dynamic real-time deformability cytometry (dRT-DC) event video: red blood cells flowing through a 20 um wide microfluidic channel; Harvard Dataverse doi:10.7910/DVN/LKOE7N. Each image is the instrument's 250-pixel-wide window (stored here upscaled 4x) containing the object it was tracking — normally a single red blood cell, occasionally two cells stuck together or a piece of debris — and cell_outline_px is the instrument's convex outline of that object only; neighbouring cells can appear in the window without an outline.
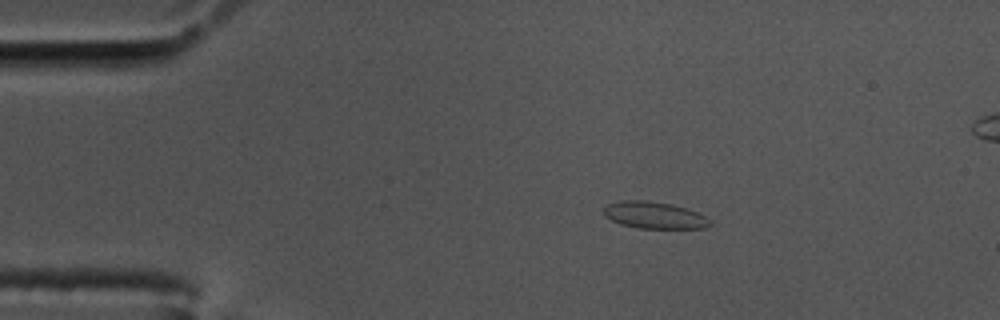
{"species": "common noctule bat (a hibernating species)", "species_latin": "Nyctalus noctula", "temperature_condition": "cold", "stored_images_in_passage": 50, "camera_frame_rate_fps": 3000, "um_per_image_px": 0.085, "animal": {"sex": "male", "body_mass_g": 17.5, "forearm_length_mm": 52.3}, "frame": {"image": 1, "passage_image": 1, "time_ms": 0.0, "image_size_px": [1000, 320], "cell_outline_px": [[712, 224], [708, 228], [636, 228], [620, 224], [604, 216], [600, 212], [608, 204], [620, 200], [648, 200], [672, 204], [688, 208], [700, 212], [712, 220]], "centroid_in_image_um": [55.64, 18.28], "position_along_channel_um": 29.4, "area_um2": 17.11}}
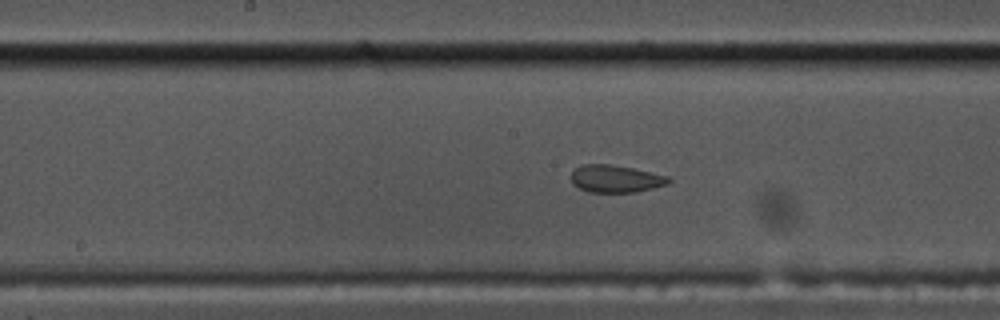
{"frame": {"image": 2, "passage_image": 20, "time_ms": 6.333, "image_size_px": [1000, 320], "cell_outline_px": [[672, 180], [668, 184], [636, 192], [588, 192], [572, 184], [572, 172], [576, 168], [584, 164], [612, 164], [672, 176]], "centroid_in_image_um": [52.38, 15.19], "position_along_channel_um": 195.8, "area_um2": 15.66}}
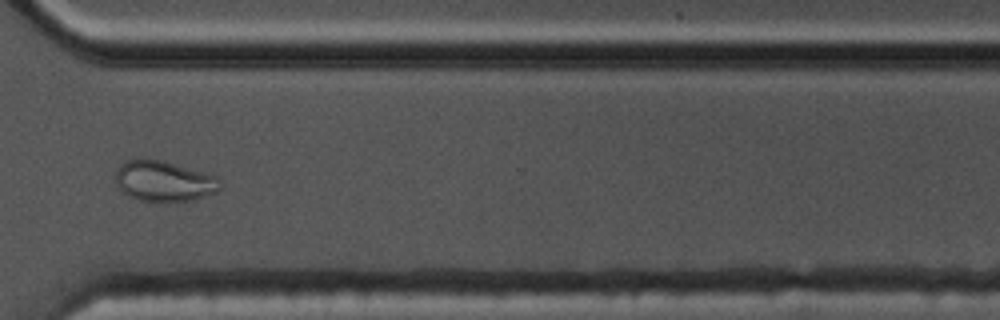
{"frame": {"image": 3, "passage_image": 34, "time_ms": 11.0, "image_size_px": [1000, 320], "cell_outline_px": [[220, 188], [216, 192], [192, 200], [140, 200], [128, 196], [116, 188], [116, 172], [120, 164], [124, 160], [164, 160], [208, 172], [216, 176]], "centroid_in_image_um": [13.92, 15.37], "position_along_channel_um": 356.7, "area_um2": 24.57}}